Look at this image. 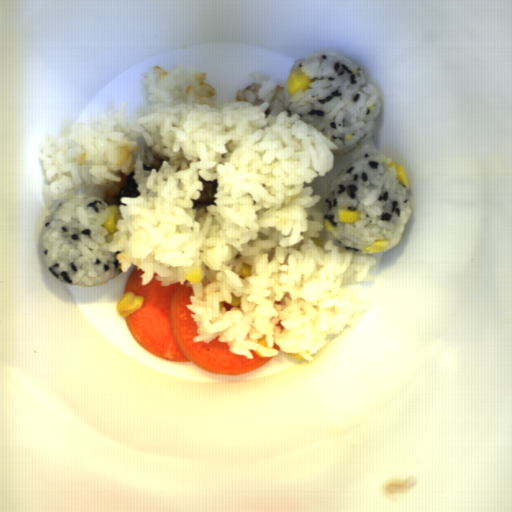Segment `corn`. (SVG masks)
Here are the masks:
<instances>
[{
  "label": "corn",
  "mask_w": 512,
  "mask_h": 512,
  "mask_svg": "<svg viewBox=\"0 0 512 512\" xmlns=\"http://www.w3.org/2000/svg\"><path fill=\"white\" fill-rule=\"evenodd\" d=\"M338 221L341 223H355L360 220L359 211L356 210H339L337 211Z\"/></svg>",
  "instance_id": "4"
},
{
  "label": "corn",
  "mask_w": 512,
  "mask_h": 512,
  "mask_svg": "<svg viewBox=\"0 0 512 512\" xmlns=\"http://www.w3.org/2000/svg\"><path fill=\"white\" fill-rule=\"evenodd\" d=\"M108 209L110 210V217L104 222L102 226L111 235L118 231L116 225L118 221L122 219V216L117 205L112 204L111 206H108Z\"/></svg>",
  "instance_id": "3"
},
{
  "label": "corn",
  "mask_w": 512,
  "mask_h": 512,
  "mask_svg": "<svg viewBox=\"0 0 512 512\" xmlns=\"http://www.w3.org/2000/svg\"><path fill=\"white\" fill-rule=\"evenodd\" d=\"M242 302V297H237V296H234L232 295V299H231V307H234V308H238L240 306Z\"/></svg>",
  "instance_id": "9"
},
{
  "label": "corn",
  "mask_w": 512,
  "mask_h": 512,
  "mask_svg": "<svg viewBox=\"0 0 512 512\" xmlns=\"http://www.w3.org/2000/svg\"><path fill=\"white\" fill-rule=\"evenodd\" d=\"M312 79L306 76V73L301 68H295L287 77L286 88L289 95H295L297 91L302 90L303 92L310 89Z\"/></svg>",
  "instance_id": "2"
},
{
  "label": "corn",
  "mask_w": 512,
  "mask_h": 512,
  "mask_svg": "<svg viewBox=\"0 0 512 512\" xmlns=\"http://www.w3.org/2000/svg\"><path fill=\"white\" fill-rule=\"evenodd\" d=\"M387 167H393L397 172L398 182L403 184L406 188L409 189V180L406 176V173L402 167V165H399L395 162H391Z\"/></svg>",
  "instance_id": "5"
},
{
  "label": "corn",
  "mask_w": 512,
  "mask_h": 512,
  "mask_svg": "<svg viewBox=\"0 0 512 512\" xmlns=\"http://www.w3.org/2000/svg\"><path fill=\"white\" fill-rule=\"evenodd\" d=\"M257 344H258V346H261V347H263V348H265V349L269 347V345H268V343H267V341H266L265 337H264V338H261V339H258Z\"/></svg>",
  "instance_id": "12"
},
{
  "label": "corn",
  "mask_w": 512,
  "mask_h": 512,
  "mask_svg": "<svg viewBox=\"0 0 512 512\" xmlns=\"http://www.w3.org/2000/svg\"><path fill=\"white\" fill-rule=\"evenodd\" d=\"M184 279L189 281L190 283H201L202 275L200 266L196 267L194 271L187 273L184 275Z\"/></svg>",
  "instance_id": "7"
},
{
  "label": "corn",
  "mask_w": 512,
  "mask_h": 512,
  "mask_svg": "<svg viewBox=\"0 0 512 512\" xmlns=\"http://www.w3.org/2000/svg\"><path fill=\"white\" fill-rule=\"evenodd\" d=\"M286 356H289L296 360L297 362H302L305 360L299 353H286Z\"/></svg>",
  "instance_id": "10"
},
{
  "label": "corn",
  "mask_w": 512,
  "mask_h": 512,
  "mask_svg": "<svg viewBox=\"0 0 512 512\" xmlns=\"http://www.w3.org/2000/svg\"><path fill=\"white\" fill-rule=\"evenodd\" d=\"M251 272H252V266L249 265L248 263L244 262L242 269H241V273H240L241 278H244V279L250 278Z\"/></svg>",
  "instance_id": "8"
},
{
  "label": "corn",
  "mask_w": 512,
  "mask_h": 512,
  "mask_svg": "<svg viewBox=\"0 0 512 512\" xmlns=\"http://www.w3.org/2000/svg\"><path fill=\"white\" fill-rule=\"evenodd\" d=\"M323 225H324L325 230L330 233H331L333 227H335L329 220H326V219L323 221Z\"/></svg>",
  "instance_id": "11"
},
{
  "label": "corn",
  "mask_w": 512,
  "mask_h": 512,
  "mask_svg": "<svg viewBox=\"0 0 512 512\" xmlns=\"http://www.w3.org/2000/svg\"><path fill=\"white\" fill-rule=\"evenodd\" d=\"M144 297L133 292H127L119 300L116 311L121 317H126L143 306Z\"/></svg>",
  "instance_id": "1"
},
{
  "label": "corn",
  "mask_w": 512,
  "mask_h": 512,
  "mask_svg": "<svg viewBox=\"0 0 512 512\" xmlns=\"http://www.w3.org/2000/svg\"><path fill=\"white\" fill-rule=\"evenodd\" d=\"M389 246L387 240H375L372 245L363 248L365 253H379Z\"/></svg>",
  "instance_id": "6"
}]
</instances>
